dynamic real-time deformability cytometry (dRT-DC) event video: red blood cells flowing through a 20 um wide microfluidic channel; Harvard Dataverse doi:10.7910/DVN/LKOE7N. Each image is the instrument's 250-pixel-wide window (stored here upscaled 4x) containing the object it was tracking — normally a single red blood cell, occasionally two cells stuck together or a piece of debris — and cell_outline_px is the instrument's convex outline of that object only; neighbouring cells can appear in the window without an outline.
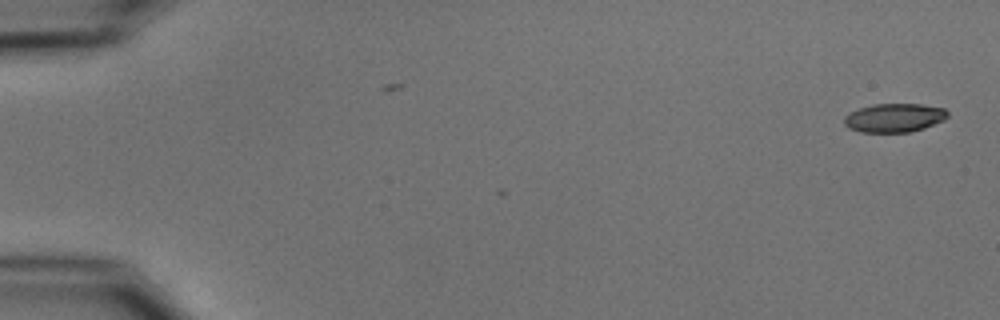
{"species": "common noctule bat (a hibernating species)", "species_latin": "Nyctalus noctula", "temperature_condition": "cold", "stored_images_in_passage": 54, "camera_frame_rate_fps": 3000, "um_per_image_px": 0.085, "animal": {"sex": "male", "body_mass_g": 15.6}, "frame": {"image": 1, "passage_image": 1, "time_ms": 0.0, "image_size_px": [1000, 320], "cell_outline_px": [[948, 116], [944, 120], [924, 128], [908, 132], [860, 132], [848, 128], [844, 124], [844, 116], [848, 112], [872, 104], [920, 104], [944, 108], [948, 112]], "centroid_in_image_um": [75.99, 10.01], "position_along_channel_um": 9.0, "area_um2": 17.4}}
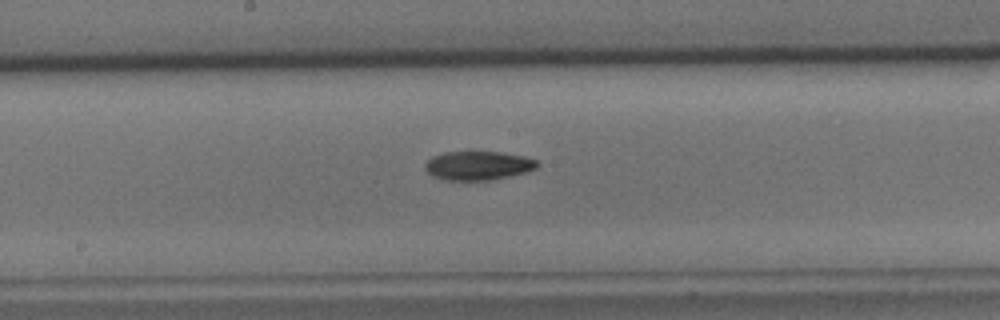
{"frame": {"image": 2, "passage_image": 29, "time_ms": 9.333, "image_size_px": [1000, 320], "cell_outline_px": [[540, 164], [536, 168], [524, 172], [508, 176], [488, 180], [444, 180], [432, 176], [424, 168], [424, 164], [432, 156], [444, 152], [500, 152], [524, 156], [536, 160]], "centroid_in_image_um": [40.6, 14.07], "position_along_channel_um": 207.6, "area_um2": 18.79}}
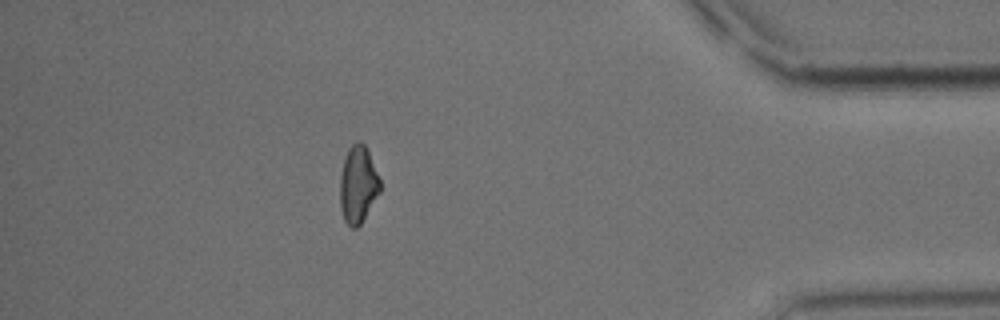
{"frame": {"image": 3, "passage_image": 48, "time_ms": 15.667, "image_size_px": [1000, 320], "cell_outline_px": [[380, 192], [360, 224], [356, 228], [352, 228], [344, 220], [340, 208], [340, 176], [344, 156], [348, 148], [356, 140], [360, 140], [368, 148], [380, 180]], "centroid_in_image_um": [30.42, 15.64], "position_along_channel_um": 404.8, "area_um2": 18.21}, "authors_computed_cell_mechanics": {"area_um2": 18.496, "velocity_mm_per_s": 3.7146, "shape_relaxation_time_tau1_ms": 5.0117, "shape_relaxation_time_tau2_ms": null, "deformation_change_tau1": 0.1539, "deformation_change_tau2": null}}